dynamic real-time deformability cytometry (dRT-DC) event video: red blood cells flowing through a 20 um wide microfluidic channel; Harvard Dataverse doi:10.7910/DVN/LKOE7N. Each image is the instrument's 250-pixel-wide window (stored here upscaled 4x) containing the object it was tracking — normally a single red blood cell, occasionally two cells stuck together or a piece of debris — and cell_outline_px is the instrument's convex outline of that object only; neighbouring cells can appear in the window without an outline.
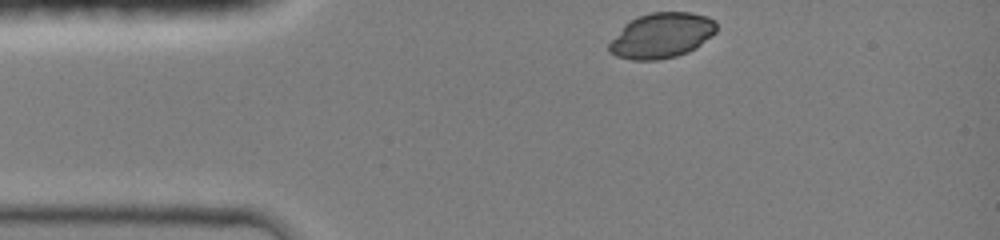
{"species": "common noctule bat (a hibernating species)", "species_latin": "Nyctalus noctula", "temperature_condition": "room temperature", "stored_images_in_passage": 33, "camera_frame_rate_fps": 3000, "um_per_image_px": 0.085, "animal": {"sex": "female", "body_mass_g": 19.0, "forearm_length_mm": 51.5}, "frame": {"image": 1, "passage_image": 1, "time_ms": 0.0, "image_size_px": [1000, 240], "cell_outline_px": [[716, 32], [712, 36], [696, 48], [688, 52], [676, 56], [656, 60], [632, 60], [616, 56], [608, 52], [608, 44], [624, 24], [628, 20], [652, 12], [692, 12], [708, 16], [716, 20]], "centroid_in_image_um": [56.24, 3.01], "position_along_channel_um": 28.8, "area_um2": 28.55}}